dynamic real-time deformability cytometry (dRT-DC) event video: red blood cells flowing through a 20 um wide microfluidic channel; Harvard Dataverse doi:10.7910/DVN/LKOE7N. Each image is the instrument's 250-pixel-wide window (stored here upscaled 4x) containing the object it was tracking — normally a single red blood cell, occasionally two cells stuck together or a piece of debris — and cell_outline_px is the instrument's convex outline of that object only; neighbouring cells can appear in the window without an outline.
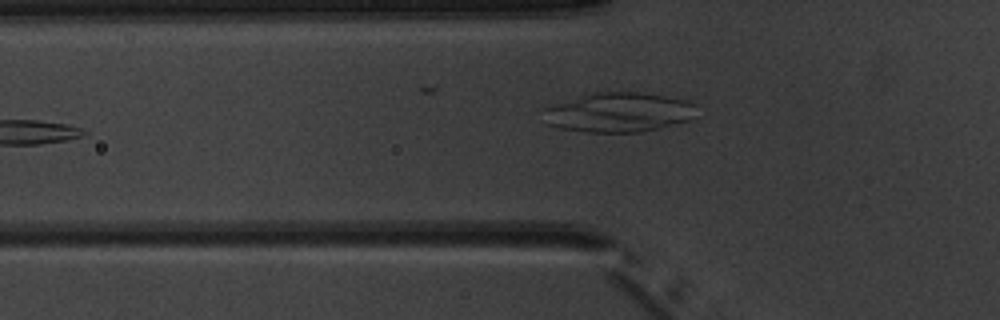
{"species": "common noctule bat (a hibernating species)", "species_latin": "Nyctalus noctula", "temperature_condition": "warm", "stored_images_in_passage": 9, "camera_frame_rate_fps": 3000, "um_per_image_px": 0.085, "animal": {"sex": "male", "body_mass_g": 20.1, "forearm_length_mm": 53.5}, "frame": {"image": 1, "passage_image": 7, "time_ms": 8.0, "image_size_px": [1000, 320], "cell_outline_px": [[696, 104], [692, 120], [640, 132], [588, 132], [560, 128], [544, 124], [544, 108], [556, 104], [596, 92], [636, 92], [664, 96], [688, 100]], "centroid_in_image_um": [52.6, 9.56], "position_along_channel_um": 73.2, "area_um2": 35.03}}
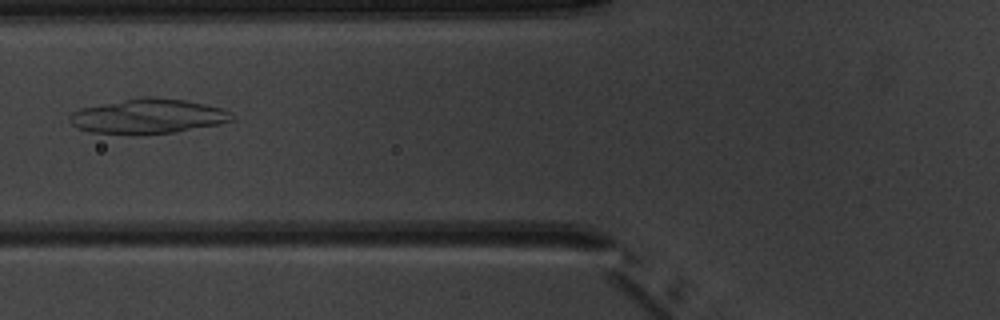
{"frame": {"image": 2, "passage_image": 8, "time_ms": 9.0, "image_size_px": [1000, 320], "cell_outline_px": [[236, 120], [220, 124], [176, 132], [88, 132], [76, 128], [68, 120], [68, 116], [72, 112], [80, 108], [144, 96], [156, 96], [184, 100], [224, 108], [232, 112], [236, 116]], "centroid_in_image_um": [12.65, 9.85], "position_along_channel_um": 113.1, "area_um2": 32.48}}